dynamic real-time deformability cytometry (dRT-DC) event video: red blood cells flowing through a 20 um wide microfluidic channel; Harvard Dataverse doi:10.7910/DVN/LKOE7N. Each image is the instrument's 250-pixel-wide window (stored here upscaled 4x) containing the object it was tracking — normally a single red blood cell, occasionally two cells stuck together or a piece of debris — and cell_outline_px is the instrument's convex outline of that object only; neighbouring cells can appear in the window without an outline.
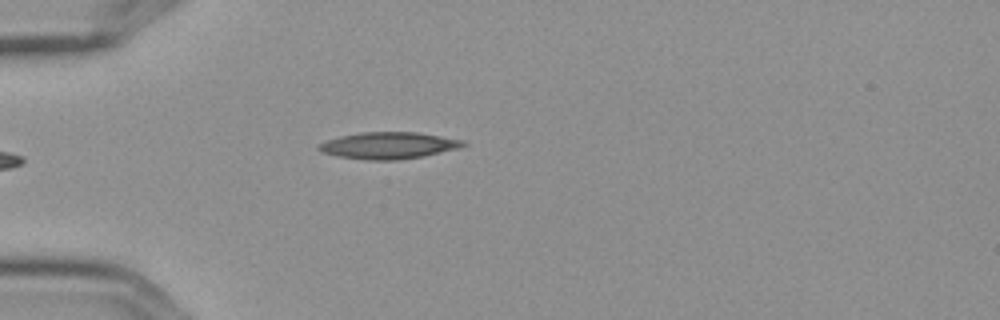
{"species": "Egyptian fruit bat (a non-hibernating species)", "species_latin": "Rousettus aegyptiacus", "temperature_condition": "cold", "stored_images_in_passage": 1, "camera_frame_rate_fps": 3000, "um_per_image_px": 0.085, "frame": {"image": 1, "passage_image": 1, "time_ms": 0.0, "image_size_px": [1000, 320], "cell_outline_px": [[468, 144], [460, 148], [424, 156], [396, 160], [368, 160], [340, 156], [320, 152], [316, 148], [316, 144], [340, 136], [360, 132], [416, 132], [464, 140]], "centroid_in_image_um": [33.02, 12.36], "position_along_channel_um": 52.0, "area_um2": 22.54}}